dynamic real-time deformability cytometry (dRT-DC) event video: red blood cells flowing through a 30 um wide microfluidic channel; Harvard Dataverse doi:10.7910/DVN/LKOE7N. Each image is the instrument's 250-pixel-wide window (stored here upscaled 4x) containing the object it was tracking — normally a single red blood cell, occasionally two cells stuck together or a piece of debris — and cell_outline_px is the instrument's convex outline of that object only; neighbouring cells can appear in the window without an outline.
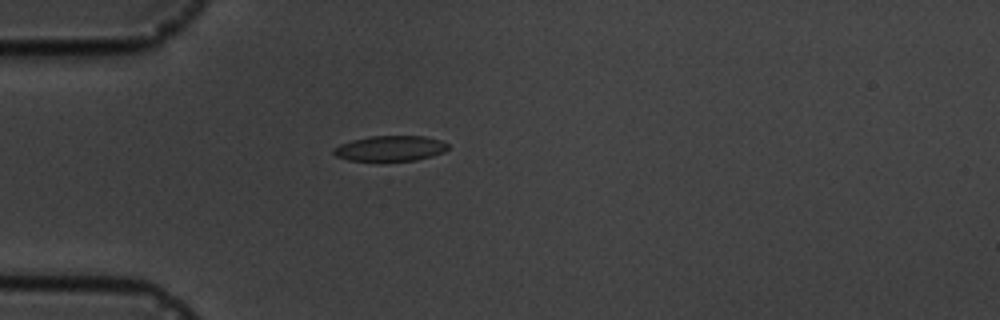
{"species": "common noctule bat (a hibernating species)", "species_latin": "Nyctalus noctula", "temperature_condition": "cold", "stored_images_in_passage": 1, "camera_frame_rate_fps": 3000, "um_per_image_px": 0.085, "animal": {"sex": "male", "body_mass_g": 19.5, "forearm_length_mm": 54.6}, "frame": {"image": 1, "passage_image": 1, "time_ms": 0.0, "image_size_px": [1000, 320], "cell_outline_px": [[448, 148], [444, 152], [432, 156], [416, 160], [348, 160], [336, 156], [332, 152], [332, 148], [340, 144], [352, 140], [372, 136], [424, 136], [440, 140], [448, 144]], "centroid_in_image_um": [33.16, 12.6], "position_along_channel_um": 51.8, "area_um2": 16.76}}